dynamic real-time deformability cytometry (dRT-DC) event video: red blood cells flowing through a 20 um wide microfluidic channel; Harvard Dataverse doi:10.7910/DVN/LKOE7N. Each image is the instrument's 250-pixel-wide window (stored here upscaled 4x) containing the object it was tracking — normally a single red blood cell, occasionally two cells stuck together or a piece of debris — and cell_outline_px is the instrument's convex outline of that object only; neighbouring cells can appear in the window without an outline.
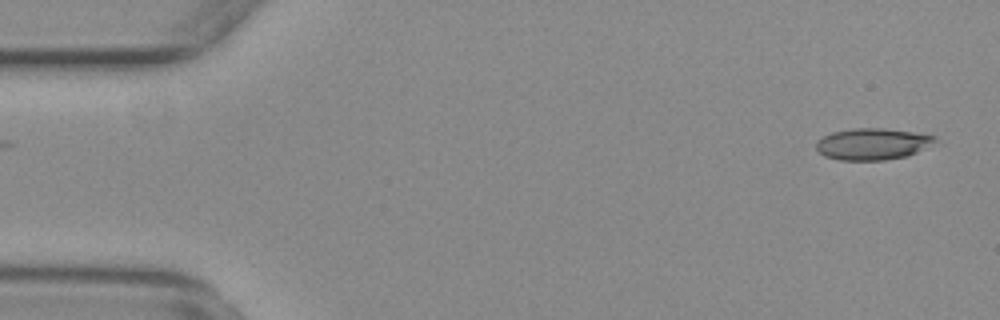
{"species": "common noctule bat (a hibernating species)", "species_latin": "Nyctalus noctula", "temperature_condition": "warm", "stored_images_in_passage": 53, "camera_frame_rate_fps": 3000, "um_per_image_px": 0.085, "animal": {"sex": "female", "body_mass_g": 29.2, "forearm_length_mm": 56.3}, "frame": {"image": 1, "passage_image": 1, "time_ms": 0.0, "image_size_px": [1000, 320], "cell_outline_px": [[936, 140], [916, 152], [904, 156], [884, 160], [840, 160], [824, 156], [816, 148], [816, 140], [832, 132], [856, 128], [880, 128], [912, 132], [936, 136]], "centroid_in_image_um": [74.09, 12.24], "position_along_channel_um": 10.9, "area_um2": 21.44}}
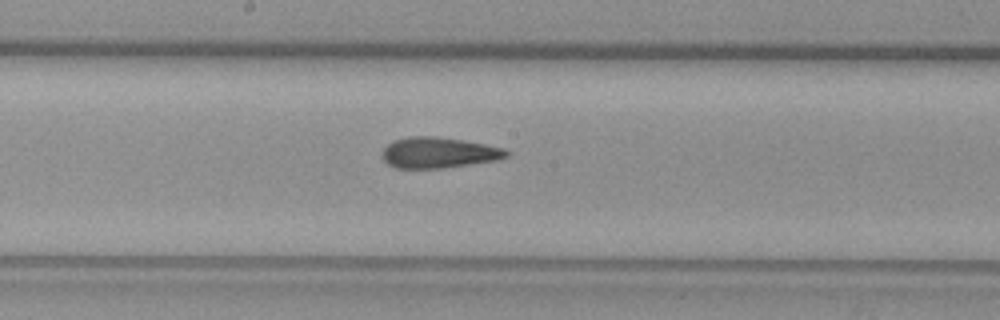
{"frame": {"image": 2, "passage_image": 27, "time_ms": 8.667, "image_size_px": [1000, 320], "cell_outline_px": [[508, 156], [496, 160], [444, 168], [396, 168], [388, 164], [380, 156], [380, 152], [388, 144], [396, 140], [408, 136], [436, 136], [464, 140], [504, 148], [508, 152]], "centroid_in_image_um": [37.24, 12.97], "position_along_channel_um": 211.0, "area_um2": 22.31}}
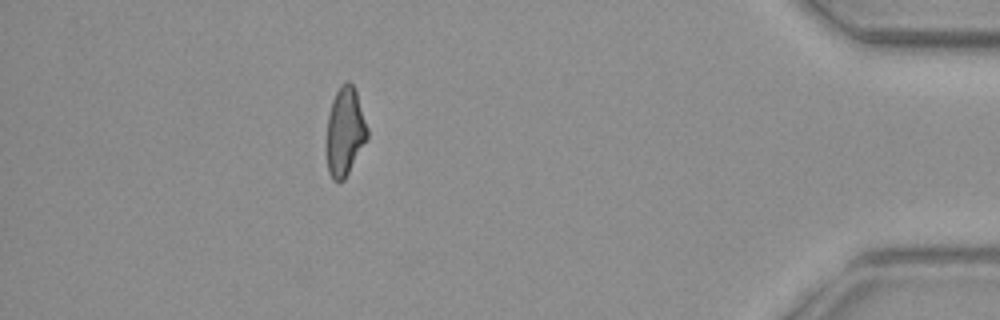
{"frame": {"image": 3, "passage_image": 47, "time_ms": 15.333, "image_size_px": [1000, 320], "cell_outline_px": [[368, 136], [344, 180], [332, 180], [328, 172], [328, 116], [332, 100], [340, 84], [348, 80], [352, 84], [356, 92], [368, 128]], "centroid_in_image_um": [29.33, 11.15], "position_along_channel_um": 405.9, "area_um2": 20.46}, "authors_computed_cell_mechanics": {"area_um2": 22.3686, "velocity_mm_per_s": 3.7679, "shape_relaxation_time_tau1_ms": null, "shape_relaxation_time_tau2_ms": 2.5503, "deformation_change_tau1": null, "deformation_change_tau2": 0.1211}}